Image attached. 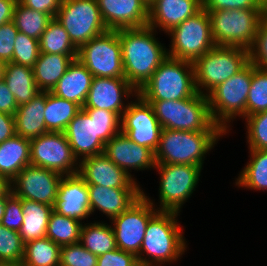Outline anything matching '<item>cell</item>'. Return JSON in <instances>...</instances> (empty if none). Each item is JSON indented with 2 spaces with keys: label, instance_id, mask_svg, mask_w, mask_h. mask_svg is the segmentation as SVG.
<instances>
[{
  "label": "cell",
  "instance_id": "cell-32",
  "mask_svg": "<svg viewBox=\"0 0 267 266\" xmlns=\"http://www.w3.org/2000/svg\"><path fill=\"white\" fill-rule=\"evenodd\" d=\"M249 160L235 177L237 188L267 191V150H249Z\"/></svg>",
  "mask_w": 267,
  "mask_h": 266
},
{
  "label": "cell",
  "instance_id": "cell-22",
  "mask_svg": "<svg viewBox=\"0 0 267 266\" xmlns=\"http://www.w3.org/2000/svg\"><path fill=\"white\" fill-rule=\"evenodd\" d=\"M108 30L148 26V6L143 0H96Z\"/></svg>",
  "mask_w": 267,
  "mask_h": 266
},
{
  "label": "cell",
  "instance_id": "cell-37",
  "mask_svg": "<svg viewBox=\"0 0 267 266\" xmlns=\"http://www.w3.org/2000/svg\"><path fill=\"white\" fill-rule=\"evenodd\" d=\"M52 19L49 14L27 8L18 1L14 9L12 21L18 32L39 40Z\"/></svg>",
  "mask_w": 267,
  "mask_h": 266
},
{
  "label": "cell",
  "instance_id": "cell-44",
  "mask_svg": "<svg viewBox=\"0 0 267 266\" xmlns=\"http://www.w3.org/2000/svg\"><path fill=\"white\" fill-rule=\"evenodd\" d=\"M206 11L234 9H267L263 0H202Z\"/></svg>",
  "mask_w": 267,
  "mask_h": 266
},
{
  "label": "cell",
  "instance_id": "cell-49",
  "mask_svg": "<svg viewBox=\"0 0 267 266\" xmlns=\"http://www.w3.org/2000/svg\"><path fill=\"white\" fill-rule=\"evenodd\" d=\"M18 105L4 80H0V112L15 115Z\"/></svg>",
  "mask_w": 267,
  "mask_h": 266
},
{
  "label": "cell",
  "instance_id": "cell-21",
  "mask_svg": "<svg viewBox=\"0 0 267 266\" xmlns=\"http://www.w3.org/2000/svg\"><path fill=\"white\" fill-rule=\"evenodd\" d=\"M52 208L60 215L84 223L92 216L86 182L78 174L63 176Z\"/></svg>",
  "mask_w": 267,
  "mask_h": 266
},
{
  "label": "cell",
  "instance_id": "cell-29",
  "mask_svg": "<svg viewBox=\"0 0 267 266\" xmlns=\"http://www.w3.org/2000/svg\"><path fill=\"white\" fill-rule=\"evenodd\" d=\"M3 80L15 96L18 106L28 103L40 92L35 82L32 67L29 66L13 62L6 63Z\"/></svg>",
  "mask_w": 267,
  "mask_h": 266
},
{
  "label": "cell",
  "instance_id": "cell-4",
  "mask_svg": "<svg viewBox=\"0 0 267 266\" xmlns=\"http://www.w3.org/2000/svg\"><path fill=\"white\" fill-rule=\"evenodd\" d=\"M225 135L224 131L195 132L162 128L159 145L155 151L156 164L203 167L207 154L210 155L211 150Z\"/></svg>",
  "mask_w": 267,
  "mask_h": 266
},
{
  "label": "cell",
  "instance_id": "cell-11",
  "mask_svg": "<svg viewBox=\"0 0 267 266\" xmlns=\"http://www.w3.org/2000/svg\"><path fill=\"white\" fill-rule=\"evenodd\" d=\"M166 35L171 38L168 56L194 63L215 46L209 13L203 8Z\"/></svg>",
  "mask_w": 267,
  "mask_h": 266
},
{
  "label": "cell",
  "instance_id": "cell-45",
  "mask_svg": "<svg viewBox=\"0 0 267 266\" xmlns=\"http://www.w3.org/2000/svg\"><path fill=\"white\" fill-rule=\"evenodd\" d=\"M24 220L21 198L12 194L6 201L5 213L1 220V225L6 228L18 231Z\"/></svg>",
  "mask_w": 267,
  "mask_h": 266
},
{
  "label": "cell",
  "instance_id": "cell-3",
  "mask_svg": "<svg viewBox=\"0 0 267 266\" xmlns=\"http://www.w3.org/2000/svg\"><path fill=\"white\" fill-rule=\"evenodd\" d=\"M121 131V117L99 108H82L69 122L64 133L74 156L85 157L104 153L105 144Z\"/></svg>",
  "mask_w": 267,
  "mask_h": 266
},
{
  "label": "cell",
  "instance_id": "cell-42",
  "mask_svg": "<svg viewBox=\"0 0 267 266\" xmlns=\"http://www.w3.org/2000/svg\"><path fill=\"white\" fill-rule=\"evenodd\" d=\"M98 257L78 242L62 246L59 266H97Z\"/></svg>",
  "mask_w": 267,
  "mask_h": 266
},
{
  "label": "cell",
  "instance_id": "cell-5",
  "mask_svg": "<svg viewBox=\"0 0 267 266\" xmlns=\"http://www.w3.org/2000/svg\"><path fill=\"white\" fill-rule=\"evenodd\" d=\"M252 80V63L216 86L206 96L212 120L229 135L237 117L246 118V102ZM232 123V124H231Z\"/></svg>",
  "mask_w": 267,
  "mask_h": 266
},
{
  "label": "cell",
  "instance_id": "cell-54",
  "mask_svg": "<svg viewBox=\"0 0 267 266\" xmlns=\"http://www.w3.org/2000/svg\"><path fill=\"white\" fill-rule=\"evenodd\" d=\"M6 63L0 60V80L4 78Z\"/></svg>",
  "mask_w": 267,
  "mask_h": 266
},
{
  "label": "cell",
  "instance_id": "cell-17",
  "mask_svg": "<svg viewBox=\"0 0 267 266\" xmlns=\"http://www.w3.org/2000/svg\"><path fill=\"white\" fill-rule=\"evenodd\" d=\"M62 177L56 171L28 165L11 181V190L21 199L53 206Z\"/></svg>",
  "mask_w": 267,
  "mask_h": 266
},
{
  "label": "cell",
  "instance_id": "cell-15",
  "mask_svg": "<svg viewBox=\"0 0 267 266\" xmlns=\"http://www.w3.org/2000/svg\"><path fill=\"white\" fill-rule=\"evenodd\" d=\"M158 210L142 195L128 209L111 221L118 249L139 255L150 218Z\"/></svg>",
  "mask_w": 267,
  "mask_h": 266
},
{
  "label": "cell",
  "instance_id": "cell-50",
  "mask_svg": "<svg viewBox=\"0 0 267 266\" xmlns=\"http://www.w3.org/2000/svg\"><path fill=\"white\" fill-rule=\"evenodd\" d=\"M16 134L14 116L0 112V143Z\"/></svg>",
  "mask_w": 267,
  "mask_h": 266
},
{
  "label": "cell",
  "instance_id": "cell-24",
  "mask_svg": "<svg viewBox=\"0 0 267 266\" xmlns=\"http://www.w3.org/2000/svg\"><path fill=\"white\" fill-rule=\"evenodd\" d=\"M91 215L100 211L111 221L143 195V188H110L88 185Z\"/></svg>",
  "mask_w": 267,
  "mask_h": 266
},
{
  "label": "cell",
  "instance_id": "cell-40",
  "mask_svg": "<svg viewBox=\"0 0 267 266\" xmlns=\"http://www.w3.org/2000/svg\"><path fill=\"white\" fill-rule=\"evenodd\" d=\"M246 143L249 150H267V110L245 119Z\"/></svg>",
  "mask_w": 267,
  "mask_h": 266
},
{
  "label": "cell",
  "instance_id": "cell-48",
  "mask_svg": "<svg viewBox=\"0 0 267 266\" xmlns=\"http://www.w3.org/2000/svg\"><path fill=\"white\" fill-rule=\"evenodd\" d=\"M23 6L55 18L62 0H18Z\"/></svg>",
  "mask_w": 267,
  "mask_h": 266
},
{
  "label": "cell",
  "instance_id": "cell-46",
  "mask_svg": "<svg viewBox=\"0 0 267 266\" xmlns=\"http://www.w3.org/2000/svg\"><path fill=\"white\" fill-rule=\"evenodd\" d=\"M17 33L18 29L13 21L0 26V60L5 63L12 62Z\"/></svg>",
  "mask_w": 267,
  "mask_h": 266
},
{
  "label": "cell",
  "instance_id": "cell-51",
  "mask_svg": "<svg viewBox=\"0 0 267 266\" xmlns=\"http://www.w3.org/2000/svg\"><path fill=\"white\" fill-rule=\"evenodd\" d=\"M18 0H0V26L13 20Z\"/></svg>",
  "mask_w": 267,
  "mask_h": 266
},
{
  "label": "cell",
  "instance_id": "cell-26",
  "mask_svg": "<svg viewBox=\"0 0 267 266\" xmlns=\"http://www.w3.org/2000/svg\"><path fill=\"white\" fill-rule=\"evenodd\" d=\"M45 105L46 92L40 91L28 103L18 106L14 115L17 135L32 139L48 132L44 120Z\"/></svg>",
  "mask_w": 267,
  "mask_h": 266
},
{
  "label": "cell",
  "instance_id": "cell-47",
  "mask_svg": "<svg viewBox=\"0 0 267 266\" xmlns=\"http://www.w3.org/2000/svg\"><path fill=\"white\" fill-rule=\"evenodd\" d=\"M97 266H139V264L134 254L116 248L98 256Z\"/></svg>",
  "mask_w": 267,
  "mask_h": 266
},
{
  "label": "cell",
  "instance_id": "cell-14",
  "mask_svg": "<svg viewBox=\"0 0 267 266\" xmlns=\"http://www.w3.org/2000/svg\"><path fill=\"white\" fill-rule=\"evenodd\" d=\"M30 165L56 171L63 176L78 173L74 156L64 132H47L30 139Z\"/></svg>",
  "mask_w": 267,
  "mask_h": 266
},
{
  "label": "cell",
  "instance_id": "cell-25",
  "mask_svg": "<svg viewBox=\"0 0 267 266\" xmlns=\"http://www.w3.org/2000/svg\"><path fill=\"white\" fill-rule=\"evenodd\" d=\"M92 80L93 75L86 66L78 59H74L51 93L59 98L72 101L82 108L86 102Z\"/></svg>",
  "mask_w": 267,
  "mask_h": 266
},
{
  "label": "cell",
  "instance_id": "cell-23",
  "mask_svg": "<svg viewBox=\"0 0 267 266\" xmlns=\"http://www.w3.org/2000/svg\"><path fill=\"white\" fill-rule=\"evenodd\" d=\"M202 8V0H154L148 7V26L167 34Z\"/></svg>",
  "mask_w": 267,
  "mask_h": 266
},
{
  "label": "cell",
  "instance_id": "cell-35",
  "mask_svg": "<svg viewBox=\"0 0 267 266\" xmlns=\"http://www.w3.org/2000/svg\"><path fill=\"white\" fill-rule=\"evenodd\" d=\"M38 41L40 53L77 55L78 52V48L56 18L48 23Z\"/></svg>",
  "mask_w": 267,
  "mask_h": 266
},
{
  "label": "cell",
  "instance_id": "cell-20",
  "mask_svg": "<svg viewBox=\"0 0 267 266\" xmlns=\"http://www.w3.org/2000/svg\"><path fill=\"white\" fill-rule=\"evenodd\" d=\"M87 185L110 188H142L138 181L115 165L104 153L79 161L77 173Z\"/></svg>",
  "mask_w": 267,
  "mask_h": 266
},
{
  "label": "cell",
  "instance_id": "cell-34",
  "mask_svg": "<svg viewBox=\"0 0 267 266\" xmlns=\"http://www.w3.org/2000/svg\"><path fill=\"white\" fill-rule=\"evenodd\" d=\"M61 247L48 237L30 240L25 243L24 266H59Z\"/></svg>",
  "mask_w": 267,
  "mask_h": 266
},
{
  "label": "cell",
  "instance_id": "cell-39",
  "mask_svg": "<svg viewBox=\"0 0 267 266\" xmlns=\"http://www.w3.org/2000/svg\"><path fill=\"white\" fill-rule=\"evenodd\" d=\"M24 247L21 235L0 223V264L22 263Z\"/></svg>",
  "mask_w": 267,
  "mask_h": 266
},
{
  "label": "cell",
  "instance_id": "cell-56",
  "mask_svg": "<svg viewBox=\"0 0 267 266\" xmlns=\"http://www.w3.org/2000/svg\"><path fill=\"white\" fill-rule=\"evenodd\" d=\"M145 4L149 7V5L154 1V0H143Z\"/></svg>",
  "mask_w": 267,
  "mask_h": 266
},
{
  "label": "cell",
  "instance_id": "cell-28",
  "mask_svg": "<svg viewBox=\"0 0 267 266\" xmlns=\"http://www.w3.org/2000/svg\"><path fill=\"white\" fill-rule=\"evenodd\" d=\"M30 165V139L15 134L0 143V174L10 182Z\"/></svg>",
  "mask_w": 267,
  "mask_h": 266
},
{
  "label": "cell",
  "instance_id": "cell-8",
  "mask_svg": "<svg viewBox=\"0 0 267 266\" xmlns=\"http://www.w3.org/2000/svg\"><path fill=\"white\" fill-rule=\"evenodd\" d=\"M249 62L248 49L240 46H214L193 63L197 92L207 95Z\"/></svg>",
  "mask_w": 267,
  "mask_h": 266
},
{
  "label": "cell",
  "instance_id": "cell-53",
  "mask_svg": "<svg viewBox=\"0 0 267 266\" xmlns=\"http://www.w3.org/2000/svg\"><path fill=\"white\" fill-rule=\"evenodd\" d=\"M12 194V190L10 189L6 194L0 196V223L5 213L6 201Z\"/></svg>",
  "mask_w": 267,
  "mask_h": 266
},
{
  "label": "cell",
  "instance_id": "cell-9",
  "mask_svg": "<svg viewBox=\"0 0 267 266\" xmlns=\"http://www.w3.org/2000/svg\"><path fill=\"white\" fill-rule=\"evenodd\" d=\"M215 46H240L249 49L267 9H234L207 11Z\"/></svg>",
  "mask_w": 267,
  "mask_h": 266
},
{
  "label": "cell",
  "instance_id": "cell-2",
  "mask_svg": "<svg viewBox=\"0 0 267 266\" xmlns=\"http://www.w3.org/2000/svg\"><path fill=\"white\" fill-rule=\"evenodd\" d=\"M180 214L158 210L150 218L137 256L139 265L165 266L183 258L188 244L178 221Z\"/></svg>",
  "mask_w": 267,
  "mask_h": 266
},
{
  "label": "cell",
  "instance_id": "cell-38",
  "mask_svg": "<svg viewBox=\"0 0 267 266\" xmlns=\"http://www.w3.org/2000/svg\"><path fill=\"white\" fill-rule=\"evenodd\" d=\"M267 110V70L252 64V80L246 102V117Z\"/></svg>",
  "mask_w": 267,
  "mask_h": 266
},
{
  "label": "cell",
  "instance_id": "cell-55",
  "mask_svg": "<svg viewBox=\"0 0 267 266\" xmlns=\"http://www.w3.org/2000/svg\"><path fill=\"white\" fill-rule=\"evenodd\" d=\"M0 266H24L22 263L0 264Z\"/></svg>",
  "mask_w": 267,
  "mask_h": 266
},
{
  "label": "cell",
  "instance_id": "cell-30",
  "mask_svg": "<svg viewBox=\"0 0 267 266\" xmlns=\"http://www.w3.org/2000/svg\"><path fill=\"white\" fill-rule=\"evenodd\" d=\"M21 202L24 220L19 234L23 242L46 237L52 206L26 199H21Z\"/></svg>",
  "mask_w": 267,
  "mask_h": 266
},
{
  "label": "cell",
  "instance_id": "cell-6",
  "mask_svg": "<svg viewBox=\"0 0 267 266\" xmlns=\"http://www.w3.org/2000/svg\"><path fill=\"white\" fill-rule=\"evenodd\" d=\"M150 103L162 128L182 131H223L212 120L206 95L196 93L180 100Z\"/></svg>",
  "mask_w": 267,
  "mask_h": 266
},
{
  "label": "cell",
  "instance_id": "cell-33",
  "mask_svg": "<svg viewBox=\"0 0 267 266\" xmlns=\"http://www.w3.org/2000/svg\"><path fill=\"white\" fill-rule=\"evenodd\" d=\"M82 108L66 99L59 98L51 92H46L44 120L48 132H64L69 122Z\"/></svg>",
  "mask_w": 267,
  "mask_h": 266
},
{
  "label": "cell",
  "instance_id": "cell-7",
  "mask_svg": "<svg viewBox=\"0 0 267 266\" xmlns=\"http://www.w3.org/2000/svg\"><path fill=\"white\" fill-rule=\"evenodd\" d=\"M196 93L193 63L169 56L138 91L145 101L180 100Z\"/></svg>",
  "mask_w": 267,
  "mask_h": 266
},
{
  "label": "cell",
  "instance_id": "cell-18",
  "mask_svg": "<svg viewBox=\"0 0 267 266\" xmlns=\"http://www.w3.org/2000/svg\"><path fill=\"white\" fill-rule=\"evenodd\" d=\"M137 95L138 91L125 78L93 77L82 108L104 109L121 117L131 99Z\"/></svg>",
  "mask_w": 267,
  "mask_h": 266
},
{
  "label": "cell",
  "instance_id": "cell-36",
  "mask_svg": "<svg viewBox=\"0 0 267 266\" xmlns=\"http://www.w3.org/2000/svg\"><path fill=\"white\" fill-rule=\"evenodd\" d=\"M82 224L83 222L52 211L48 221L46 237L60 247L78 243L80 241Z\"/></svg>",
  "mask_w": 267,
  "mask_h": 266
},
{
  "label": "cell",
  "instance_id": "cell-12",
  "mask_svg": "<svg viewBox=\"0 0 267 266\" xmlns=\"http://www.w3.org/2000/svg\"><path fill=\"white\" fill-rule=\"evenodd\" d=\"M77 59L93 77L124 78L119 30H107L81 45Z\"/></svg>",
  "mask_w": 267,
  "mask_h": 266
},
{
  "label": "cell",
  "instance_id": "cell-1",
  "mask_svg": "<svg viewBox=\"0 0 267 266\" xmlns=\"http://www.w3.org/2000/svg\"><path fill=\"white\" fill-rule=\"evenodd\" d=\"M158 31L149 26L119 30L124 78L139 91L168 57Z\"/></svg>",
  "mask_w": 267,
  "mask_h": 266
},
{
  "label": "cell",
  "instance_id": "cell-41",
  "mask_svg": "<svg viewBox=\"0 0 267 266\" xmlns=\"http://www.w3.org/2000/svg\"><path fill=\"white\" fill-rule=\"evenodd\" d=\"M40 54L39 41L29 37L24 33L18 32L14 44L12 62L33 67Z\"/></svg>",
  "mask_w": 267,
  "mask_h": 266
},
{
  "label": "cell",
  "instance_id": "cell-27",
  "mask_svg": "<svg viewBox=\"0 0 267 266\" xmlns=\"http://www.w3.org/2000/svg\"><path fill=\"white\" fill-rule=\"evenodd\" d=\"M77 55L40 53L32 67L40 91L51 92Z\"/></svg>",
  "mask_w": 267,
  "mask_h": 266
},
{
  "label": "cell",
  "instance_id": "cell-10",
  "mask_svg": "<svg viewBox=\"0 0 267 266\" xmlns=\"http://www.w3.org/2000/svg\"><path fill=\"white\" fill-rule=\"evenodd\" d=\"M159 174L158 203L143 190V195L157 210L182 212L183 204L195 192L203 167L186 164H156ZM158 206H157V205Z\"/></svg>",
  "mask_w": 267,
  "mask_h": 266
},
{
  "label": "cell",
  "instance_id": "cell-16",
  "mask_svg": "<svg viewBox=\"0 0 267 266\" xmlns=\"http://www.w3.org/2000/svg\"><path fill=\"white\" fill-rule=\"evenodd\" d=\"M162 126L150 103L139 94L129 102L121 116V132L135 143L156 151Z\"/></svg>",
  "mask_w": 267,
  "mask_h": 266
},
{
  "label": "cell",
  "instance_id": "cell-52",
  "mask_svg": "<svg viewBox=\"0 0 267 266\" xmlns=\"http://www.w3.org/2000/svg\"><path fill=\"white\" fill-rule=\"evenodd\" d=\"M11 189V182L0 174V196L6 194Z\"/></svg>",
  "mask_w": 267,
  "mask_h": 266
},
{
  "label": "cell",
  "instance_id": "cell-43",
  "mask_svg": "<svg viewBox=\"0 0 267 266\" xmlns=\"http://www.w3.org/2000/svg\"><path fill=\"white\" fill-rule=\"evenodd\" d=\"M248 50L250 62L267 70V17L259 24L253 45Z\"/></svg>",
  "mask_w": 267,
  "mask_h": 266
},
{
  "label": "cell",
  "instance_id": "cell-13",
  "mask_svg": "<svg viewBox=\"0 0 267 266\" xmlns=\"http://www.w3.org/2000/svg\"><path fill=\"white\" fill-rule=\"evenodd\" d=\"M55 18L77 48L108 30L96 0H62Z\"/></svg>",
  "mask_w": 267,
  "mask_h": 266
},
{
  "label": "cell",
  "instance_id": "cell-31",
  "mask_svg": "<svg viewBox=\"0 0 267 266\" xmlns=\"http://www.w3.org/2000/svg\"><path fill=\"white\" fill-rule=\"evenodd\" d=\"M87 222V223H86ZM81 227L80 243L97 257L117 248L111 224L88 220Z\"/></svg>",
  "mask_w": 267,
  "mask_h": 266
},
{
  "label": "cell",
  "instance_id": "cell-19",
  "mask_svg": "<svg viewBox=\"0 0 267 266\" xmlns=\"http://www.w3.org/2000/svg\"><path fill=\"white\" fill-rule=\"evenodd\" d=\"M104 154L119 168H122L135 181L132 170H154L156 167L155 152L130 140L121 131L106 144Z\"/></svg>",
  "mask_w": 267,
  "mask_h": 266
}]
</instances>
